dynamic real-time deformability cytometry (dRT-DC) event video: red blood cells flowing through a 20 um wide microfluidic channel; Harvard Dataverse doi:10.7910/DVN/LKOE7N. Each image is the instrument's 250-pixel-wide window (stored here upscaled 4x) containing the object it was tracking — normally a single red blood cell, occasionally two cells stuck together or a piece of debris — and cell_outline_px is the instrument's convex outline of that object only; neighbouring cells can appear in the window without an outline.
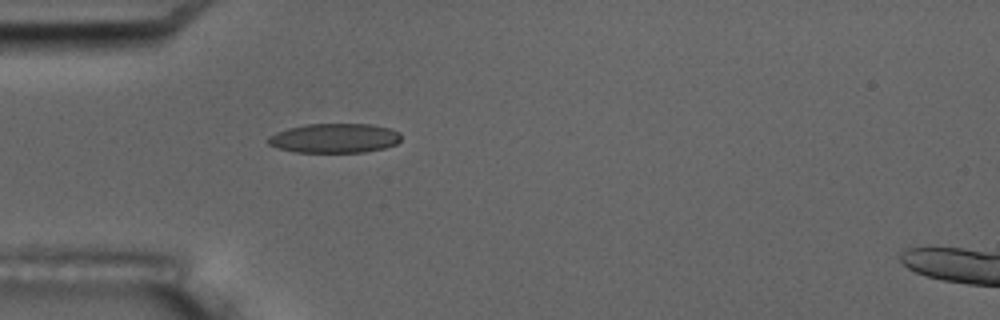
{"species": "common noctule bat (a hibernating species)", "species_latin": "Nyctalus noctula", "temperature_condition": "room temperature", "stored_images_in_passage": 3, "camera_frame_rate_fps": 3000, "um_per_image_px": 0.085, "animal": {"sex": "male", "body_mass_g": 17.5, "forearm_length_mm": 52.3}, "frame": {"image": 1, "passage_image": 3, "time_ms": 3.333, "image_size_px": [1000, 320], "cell_outline_px": [[400, 140], [396, 144], [384, 148], [364, 152], [296, 152], [276, 148], [268, 144], [268, 136], [276, 132], [288, 128], [308, 124], [372, 124], [392, 128], [400, 132]], "centroid_in_image_um": [28.44, 11.74], "position_along_channel_um": 56.6, "area_um2": 22.95}}